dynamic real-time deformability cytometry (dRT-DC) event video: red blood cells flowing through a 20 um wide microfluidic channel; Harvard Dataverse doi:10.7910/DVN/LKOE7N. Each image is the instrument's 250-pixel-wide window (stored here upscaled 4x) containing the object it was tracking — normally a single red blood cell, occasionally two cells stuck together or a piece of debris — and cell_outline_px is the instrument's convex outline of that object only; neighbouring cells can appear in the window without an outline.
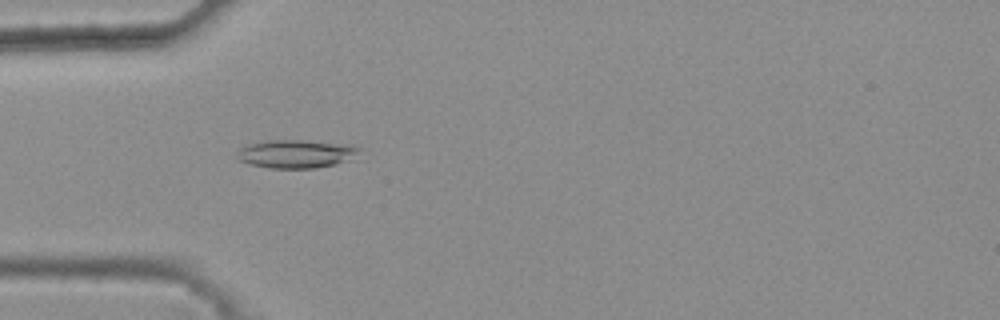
{"species": "common noctule bat (a hibernating species)", "species_latin": "Nyctalus noctula", "temperature_condition": "warm", "stored_images_in_passage": 46, "camera_frame_rate_fps": 3000, "um_per_image_px": 0.085, "animal": {"sex": "female", "body_mass_g": 25.1}, "frame": {"image": 1, "passage_image": 16, "time_ms": 5.0, "image_size_px": [1000, 320], "cell_outline_px": [[360, 148], [356, 152], [336, 164], [316, 168], [268, 168], [248, 164], [240, 160], [236, 156], [240, 148], [248, 144], [268, 140], [300, 140], [348, 144]], "centroid_in_image_um": [25.05, 13.07], "position_along_channel_um": 59.9, "area_um2": 19.71}}
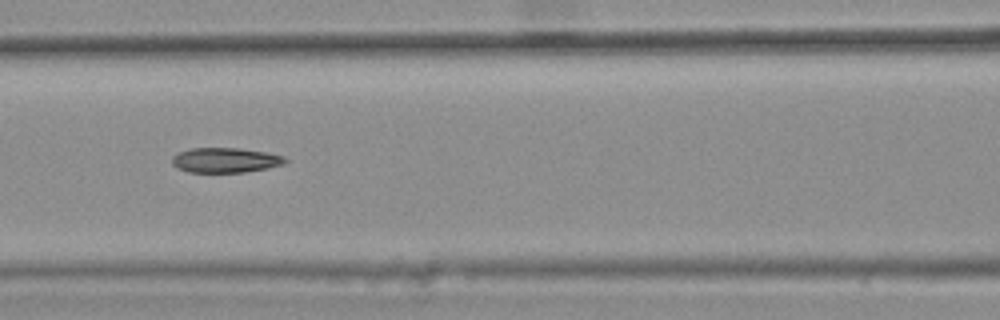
{"frame": {"image": 2, "passage_image": 23, "time_ms": 7.333, "image_size_px": [1000, 320], "cell_outline_px": [[288, 160], [284, 164], [268, 168], [244, 172], [188, 172], [176, 168], [172, 164], [172, 156], [180, 152], [192, 148], [240, 148], [264, 152], [284, 156]], "centroid_in_image_um": [19.14, 13.62], "position_along_channel_um": 147.5, "area_um2": 16.42}}
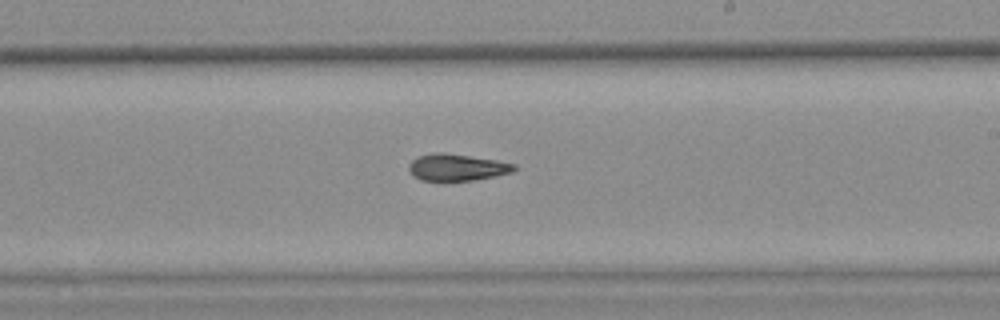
{"frame": {"image": 3, "passage_image": 31, "time_ms": 10.0, "image_size_px": [1000, 320], "cell_outline_px": [[516, 168], [512, 172], [496, 176], [472, 180], [444, 184], [420, 180], [412, 176], [408, 168], [408, 164], [416, 156], [436, 152], [444, 152], [496, 160], [516, 164]], "centroid_in_image_um": [38.76, 14.26], "position_along_channel_um": 250.2, "area_um2": 17.22}}